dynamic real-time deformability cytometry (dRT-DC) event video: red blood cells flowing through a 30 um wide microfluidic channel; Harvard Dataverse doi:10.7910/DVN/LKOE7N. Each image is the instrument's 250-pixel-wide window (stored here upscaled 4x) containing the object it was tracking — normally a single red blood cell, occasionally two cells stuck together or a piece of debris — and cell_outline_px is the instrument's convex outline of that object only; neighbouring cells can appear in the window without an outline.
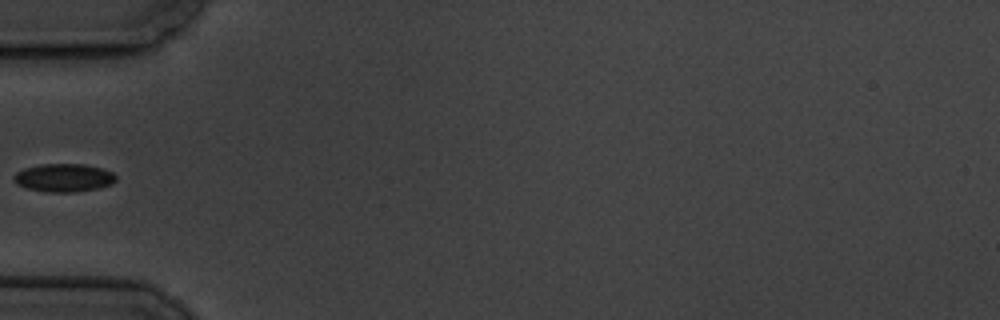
{"species": "common noctule bat (a hibernating species)", "species_latin": "Nyctalus noctula", "temperature_condition": "cold", "stored_images_in_passage": 6, "camera_frame_rate_fps": 3000, "um_per_image_px": 0.085, "animal": {"sex": "male", "body_mass_g": 19.5, "forearm_length_mm": 54.6}, "frame": {"image": 1, "passage_image": 6, "time_ms": 5.667, "image_size_px": [1000, 320], "cell_outline_px": [[116, 180], [112, 184], [100, 188], [76, 192], [48, 192], [28, 188], [16, 184], [12, 180], [12, 176], [16, 172], [24, 168], [40, 164], [84, 164], [100, 168], [112, 172], [116, 176]], "centroid_in_image_um": [5.4, 15.11], "position_along_channel_um": 79.6, "area_um2": 16.88}}